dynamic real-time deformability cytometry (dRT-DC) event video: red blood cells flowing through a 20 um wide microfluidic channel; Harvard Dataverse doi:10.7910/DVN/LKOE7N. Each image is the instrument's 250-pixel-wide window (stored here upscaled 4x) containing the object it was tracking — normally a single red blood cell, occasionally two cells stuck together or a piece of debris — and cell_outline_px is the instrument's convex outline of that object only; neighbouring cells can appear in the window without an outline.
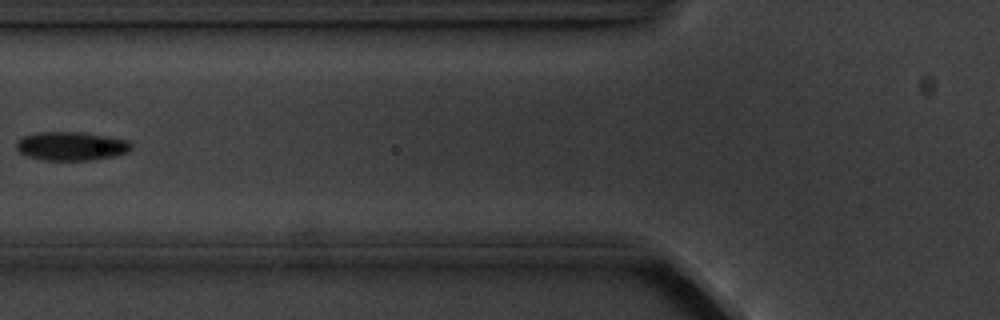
{"species": "common noctule bat (a hibernating species)", "species_latin": "Nyctalus noctula", "temperature_condition": "cold", "stored_images_in_passage": 5, "camera_frame_rate_fps": 3000, "um_per_image_px": 0.085, "animal": {"sex": "male", "body_mass_g": 20.1, "forearm_length_mm": 53.5}, "frame": {"image": 1, "passage_image": 4, "time_ms": 3.667, "image_size_px": [1000, 320], "cell_outline_px": [[132, 148], [128, 152], [112, 156], [92, 160], [44, 160], [28, 156], [20, 152], [16, 148], [16, 144], [24, 136], [40, 132], [84, 132], [128, 140], [132, 144]], "centroid_in_image_um": [6.09, 12.42], "position_along_channel_um": 119.7, "area_um2": 19.07}}